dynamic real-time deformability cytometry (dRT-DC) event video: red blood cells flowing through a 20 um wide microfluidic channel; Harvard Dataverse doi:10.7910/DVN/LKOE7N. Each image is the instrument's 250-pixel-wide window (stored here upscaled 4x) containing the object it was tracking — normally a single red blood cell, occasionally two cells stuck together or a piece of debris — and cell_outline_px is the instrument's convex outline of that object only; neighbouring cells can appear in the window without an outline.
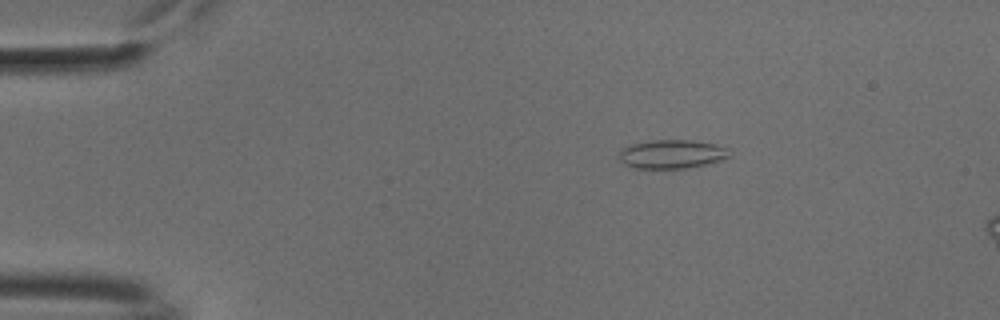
{"species": "common noctule bat (a hibernating species)", "species_latin": "Nyctalus noctula", "temperature_condition": "cold", "stored_images_in_passage": 15, "camera_frame_rate_fps": 3000, "um_per_image_px": 0.085, "animal": {"sex": "male", "body_mass_g": 18.8}, "frame": {"image": 1, "passage_image": 9, "time_ms": 2.667, "image_size_px": [1000, 320], "cell_outline_px": [[732, 156], [720, 160], [688, 168], [636, 168], [624, 164], [620, 160], [620, 148], [632, 144], [652, 140], [688, 140], [716, 144], [728, 148]], "centroid_in_image_um": [57.11, 13.09], "position_along_channel_um": 27.9, "area_um2": 18.44}}